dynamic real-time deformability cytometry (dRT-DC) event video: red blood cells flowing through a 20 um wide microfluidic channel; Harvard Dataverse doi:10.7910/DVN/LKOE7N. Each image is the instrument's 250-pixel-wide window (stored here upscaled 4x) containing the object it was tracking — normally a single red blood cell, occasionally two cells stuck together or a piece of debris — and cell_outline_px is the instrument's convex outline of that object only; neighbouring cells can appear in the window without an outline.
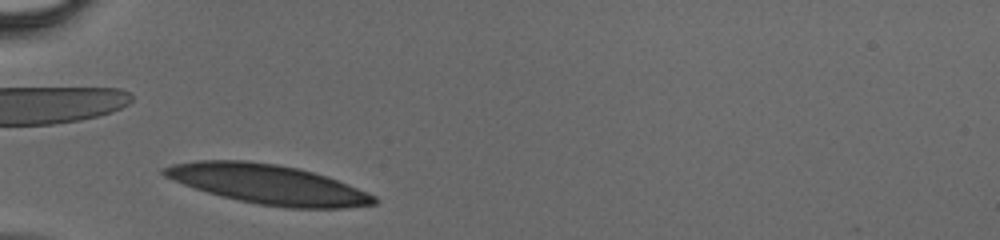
{"species": "human", "species_latin": "Homo sapiens", "temperature_condition": "cold", "stored_images_in_passage": 25, "camera_frame_rate_fps": 3000, "um_per_image_px": 0.085, "donor": {"sex": "male"}, "frame": {"image": 1, "passage_image": 1, "time_ms": 0.0, "image_size_px": [1000, 240], "cell_outline_px": [[376, 204], [344, 208], [292, 208], [260, 204], [240, 200], [208, 192], [184, 184], [164, 176], [160, 172], [164, 168], [172, 164], [200, 160], [244, 160], [276, 164], [300, 168], [336, 180], [368, 192], [376, 196]], "centroid_in_image_um": [22.79, 15.66], "position_along_channel_um": 62.2, "area_um2": 47.69}}
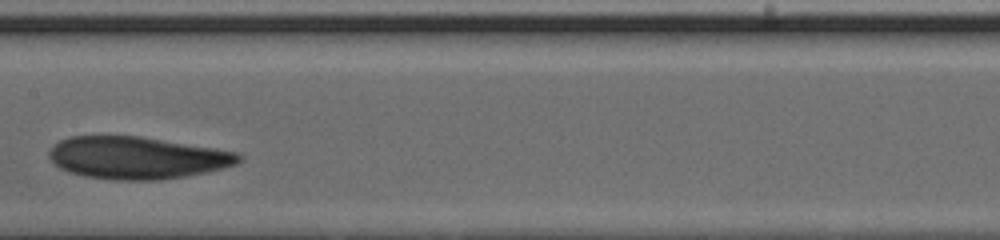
{"frame": {"image": 2, "passage_image": 11, "time_ms": 3.333, "image_size_px": [1000, 240], "cell_outline_px": [[244, 156], [236, 164], [224, 168], [184, 176], [156, 180], [120, 180], [88, 176], [72, 172], [60, 168], [48, 156], [48, 152], [60, 140], [68, 136], [140, 136], [216, 148], [236, 152]], "centroid_in_image_um": [11.68, 13.4], "position_along_channel_um": 195.7, "area_um2": 46.3}}
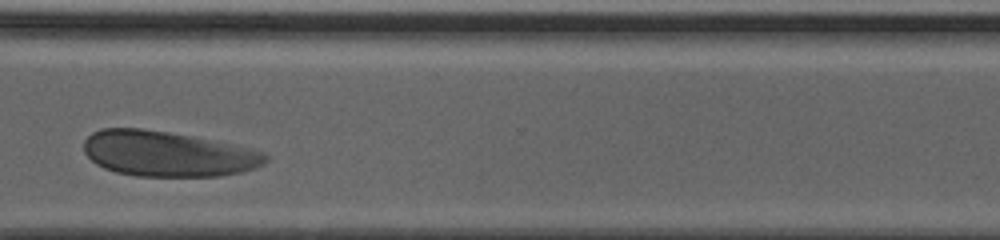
{"frame": {"image": 3, "passage_image": 22, "time_ms": 7.0, "image_size_px": [1000, 240], "cell_outline_px": [[268, 160], [264, 164], [240, 172], [216, 176], [136, 176], [116, 172], [104, 168], [96, 164], [84, 152], [84, 140], [92, 132], [100, 128], [140, 128], [168, 132], [248, 148], [264, 152], [268, 156]], "centroid_in_image_um": [14.19, 13.08], "position_along_channel_um": 356.4, "area_um2": 47.51}}